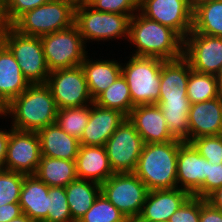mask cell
I'll list each match as a JSON object with an SVG mask.
<instances>
[{
	"mask_svg": "<svg viewBox=\"0 0 222 222\" xmlns=\"http://www.w3.org/2000/svg\"><path fill=\"white\" fill-rule=\"evenodd\" d=\"M65 190L72 220L78 222L101 193V185L93 181L76 179L68 184Z\"/></svg>",
	"mask_w": 222,
	"mask_h": 222,
	"instance_id": "obj_26",
	"label": "cell"
},
{
	"mask_svg": "<svg viewBox=\"0 0 222 222\" xmlns=\"http://www.w3.org/2000/svg\"><path fill=\"white\" fill-rule=\"evenodd\" d=\"M182 140L144 144L134 174L148 190L177 188V159Z\"/></svg>",
	"mask_w": 222,
	"mask_h": 222,
	"instance_id": "obj_3",
	"label": "cell"
},
{
	"mask_svg": "<svg viewBox=\"0 0 222 222\" xmlns=\"http://www.w3.org/2000/svg\"><path fill=\"white\" fill-rule=\"evenodd\" d=\"M5 104L0 100V117L4 116L5 113Z\"/></svg>",
	"mask_w": 222,
	"mask_h": 222,
	"instance_id": "obj_50",
	"label": "cell"
},
{
	"mask_svg": "<svg viewBox=\"0 0 222 222\" xmlns=\"http://www.w3.org/2000/svg\"><path fill=\"white\" fill-rule=\"evenodd\" d=\"M40 38L50 72L80 66L88 54L87 45L75 24Z\"/></svg>",
	"mask_w": 222,
	"mask_h": 222,
	"instance_id": "obj_7",
	"label": "cell"
},
{
	"mask_svg": "<svg viewBox=\"0 0 222 222\" xmlns=\"http://www.w3.org/2000/svg\"><path fill=\"white\" fill-rule=\"evenodd\" d=\"M69 4L74 10L89 5L91 0H63Z\"/></svg>",
	"mask_w": 222,
	"mask_h": 222,
	"instance_id": "obj_46",
	"label": "cell"
},
{
	"mask_svg": "<svg viewBox=\"0 0 222 222\" xmlns=\"http://www.w3.org/2000/svg\"><path fill=\"white\" fill-rule=\"evenodd\" d=\"M48 216L43 222H74L71 217L65 187H49Z\"/></svg>",
	"mask_w": 222,
	"mask_h": 222,
	"instance_id": "obj_34",
	"label": "cell"
},
{
	"mask_svg": "<svg viewBox=\"0 0 222 222\" xmlns=\"http://www.w3.org/2000/svg\"><path fill=\"white\" fill-rule=\"evenodd\" d=\"M22 214L19 203H9L0 206V222H8Z\"/></svg>",
	"mask_w": 222,
	"mask_h": 222,
	"instance_id": "obj_42",
	"label": "cell"
},
{
	"mask_svg": "<svg viewBox=\"0 0 222 222\" xmlns=\"http://www.w3.org/2000/svg\"><path fill=\"white\" fill-rule=\"evenodd\" d=\"M46 85L58 109L83 107L94 102L81 65L51 71Z\"/></svg>",
	"mask_w": 222,
	"mask_h": 222,
	"instance_id": "obj_10",
	"label": "cell"
},
{
	"mask_svg": "<svg viewBox=\"0 0 222 222\" xmlns=\"http://www.w3.org/2000/svg\"><path fill=\"white\" fill-rule=\"evenodd\" d=\"M191 70L189 62L183 56L164 61L161 68L158 101L189 100L187 85Z\"/></svg>",
	"mask_w": 222,
	"mask_h": 222,
	"instance_id": "obj_20",
	"label": "cell"
},
{
	"mask_svg": "<svg viewBox=\"0 0 222 222\" xmlns=\"http://www.w3.org/2000/svg\"><path fill=\"white\" fill-rule=\"evenodd\" d=\"M189 143L202 136L222 135V95L190 105Z\"/></svg>",
	"mask_w": 222,
	"mask_h": 222,
	"instance_id": "obj_19",
	"label": "cell"
},
{
	"mask_svg": "<svg viewBox=\"0 0 222 222\" xmlns=\"http://www.w3.org/2000/svg\"><path fill=\"white\" fill-rule=\"evenodd\" d=\"M190 196L187 191L179 188L151 190L135 222L169 221Z\"/></svg>",
	"mask_w": 222,
	"mask_h": 222,
	"instance_id": "obj_18",
	"label": "cell"
},
{
	"mask_svg": "<svg viewBox=\"0 0 222 222\" xmlns=\"http://www.w3.org/2000/svg\"><path fill=\"white\" fill-rule=\"evenodd\" d=\"M207 171L208 161L191 143L183 141L178 151L177 188L187 191L191 196L202 198V184Z\"/></svg>",
	"mask_w": 222,
	"mask_h": 222,
	"instance_id": "obj_15",
	"label": "cell"
},
{
	"mask_svg": "<svg viewBox=\"0 0 222 222\" xmlns=\"http://www.w3.org/2000/svg\"><path fill=\"white\" fill-rule=\"evenodd\" d=\"M75 10L63 0H50L26 11L11 26L19 33L42 37L74 24Z\"/></svg>",
	"mask_w": 222,
	"mask_h": 222,
	"instance_id": "obj_6",
	"label": "cell"
},
{
	"mask_svg": "<svg viewBox=\"0 0 222 222\" xmlns=\"http://www.w3.org/2000/svg\"><path fill=\"white\" fill-rule=\"evenodd\" d=\"M222 186V163L208 162L207 176L202 184V198L206 199L212 192Z\"/></svg>",
	"mask_w": 222,
	"mask_h": 222,
	"instance_id": "obj_40",
	"label": "cell"
},
{
	"mask_svg": "<svg viewBox=\"0 0 222 222\" xmlns=\"http://www.w3.org/2000/svg\"><path fill=\"white\" fill-rule=\"evenodd\" d=\"M144 141L126 118L107 140L104 147L114 173H134Z\"/></svg>",
	"mask_w": 222,
	"mask_h": 222,
	"instance_id": "obj_11",
	"label": "cell"
},
{
	"mask_svg": "<svg viewBox=\"0 0 222 222\" xmlns=\"http://www.w3.org/2000/svg\"><path fill=\"white\" fill-rule=\"evenodd\" d=\"M200 222H222V211L200 198Z\"/></svg>",
	"mask_w": 222,
	"mask_h": 222,
	"instance_id": "obj_41",
	"label": "cell"
},
{
	"mask_svg": "<svg viewBox=\"0 0 222 222\" xmlns=\"http://www.w3.org/2000/svg\"><path fill=\"white\" fill-rule=\"evenodd\" d=\"M78 222H130L102 193Z\"/></svg>",
	"mask_w": 222,
	"mask_h": 222,
	"instance_id": "obj_33",
	"label": "cell"
},
{
	"mask_svg": "<svg viewBox=\"0 0 222 222\" xmlns=\"http://www.w3.org/2000/svg\"><path fill=\"white\" fill-rule=\"evenodd\" d=\"M221 95L222 91L215 75L190 71L187 85L190 104L211 100Z\"/></svg>",
	"mask_w": 222,
	"mask_h": 222,
	"instance_id": "obj_31",
	"label": "cell"
},
{
	"mask_svg": "<svg viewBox=\"0 0 222 222\" xmlns=\"http://www.w3.org/2000/svg\"><path fill=\"white\" fill-rule=\"evenodd\" d=\"M31 84L22 74L13 53L0 43V100L7 105L23 93Z\"/></svg>",
	"mask_w": 222,
	"mask_h": 222,
	"instance_id": "obj_24",
	"label": "cell"
},
{
	"mask_svg": "<svg viewBox=\"0 0 222 222\" xmlns=\"http://www.w3.org/2000/svg\"><path fill=\"white\" fill-rule=\"evenodd\" d=\"M75 164L78 179L100 185L114 174L104 146L80 145Z\"/></svg>",
	"mask_w": 222,
	"mask_h": 222,
	"instance_id": "obj_21",
	"label": "cell"
},
{
	"mask_svg": "<svg viewBox=\"0 0 222 222\" xmlns=\"http://www.w3.org/2000/svg\"><path fill=\"white\" fill-rule=\"evenodd\" d=\"M40 158L41 147L38 133L12 128L4 170L24 175H35Z\"/></svg>",
	"mask_w": 222,
	"mask_h": 222,
	"instance_id": "obj_13",
	"label": "cell"
},
{
	"mask_svg": "<svg viewBox=\"0 0 222 222\" xmlns=\"http://www.w3.org/2000/svg\"><path fill=\"white\" fill-rule=\"evenodd\" d=\"M127 118L118 110L90 104V118L79 139L80 145L104 146L115 130Z\"/></svg>",
	"mask_w": 222,
	"mask_h": 222,
	"instance_id": "obj_17",
	"label": "cell"
},
{
	"mask_svg": "<svg viewBox=\"0 0 222 222\" xmlns=\"http://www.w3.org/2000/svg\"><path fill=\"white\" fill-rule=\"evenodd\" d=\"M48 1L50 0H4L6 19L12 25L26 11L39 7Z\"/></svg>",
	"mask_w": 222,
	"mask_h": 222,
	"instance_id": "obj_37",
	"label": "cell"
},
{
	"mask_svg": "<svg viewBox=\"0 0 222 222\" xmlns=\"http://www.w3.org/2000/svg\"><path fill=\"white\" fill-rule=\"evenodd\" d=\"M89 6L100 12L119 14H135L137 12L128 0H91Z\"/></svg>",
	"mask_w": 222,
	"mask_h": 222,
	"instance_id": "obj_39",
	"label": "cell"
},
{
	"mask_svg": "<svg viewBox=\"0 0 222 222\" xmlns=\"http://www.w3.org/2000/svg\"><path fill=\"white\" fill-rule=\"evenodd\" d=\"M127 42L136 49L131 55L174 60L183 56V39L171 28L137 11L130 19Z\"/></svg>",
	"mask_w": 222,
	"mask_h": 222,
	"instance_id": "obj_2",
	"label": "cell"
},
{
	"mask_svg": "<svg viewBox=\"0 0 222 222\" xmlns=\"http://www.w3.org/2000/svg\"><path fill=\"white\" fill-rule=\"evenodd\" d=\"M58 108L50 88L45 84H31L23 93L5 106L3 118L10 119L17 130L38 132L55 124ZM6 117V118H5Z\"/></svg>",
	"mask_w": 222,
	"mask_h": 222,
	"instance_id": "obj_1",
	"label": "cell"
},
{
	"mask_svg": "<svg viewBox=\"0 0 222 222\" xmlns=\"http://www.w3.org/2000/svg\"><path fill=\"white\" fill-rule=\"evenodd\" d=\"M90 118V104L83 107L58 109L56 124L67 134L80 139Z\"/></svg>",
	"mask_w": 222,
	"mask_h": 222,
	"instance_id": "obj_32",
	"label": "cell"
},
{
	"mask_svg": "<svg viewBox=\"0 0 222 222\" xmlns=\"http://www.w3.org/2000/svg\"><path fill=\"white\" fill-rule=\"evenodd\" d=\"M190 143L208 162L222 163V135L202 136Z\"/></svg>",
	"mask_w": 222,
	"mask_h": 222,
	"instance_id": "obj_36",
	"label": "cell"
},
{
	"mask_svg": "<svg viewBox=\"0 0 222 222\" xmlns=\"http://www.w3.org/2000/svg\"><path fill=\"white\" fill-rule=\"evenodd\" d=\"M24 174L0 170V206L19 203Z\"/></svg>",
	"mask_w": 222,
	"mask_h": 222,
	"instance_id": "obj_35",
	"label": "cell"
},
{
	"mask_svg": "<svg viewBox=\"0 0 222 222\" xmlns=\"http://www.w3.org/2000/svg\"><path fill=\"white\" fill-rule=\"evenodd\" d=\"M94 103L104 108L115 109L128 116L133 109L131 94L128 84L121 74L104 92H102Z\"/></svg>",
	"mask_w": 222,
	"mask_h": 222,
	"instance_id": "obj_30",
	"label": "cell"
},
{
	"mask_svg": "<svg viewBox=\"0 0 222 222\" xmlns=\"http://www.w3.org/2000/svg\"><path fill=\"white\" fill-rule=\"evenodd\" d=\"M41 156L75 161L80 148V142L67 134L56 123L40 129Z\"/></svg>",
	"mask_w": 222,
	"mask_h": 222,
	"instance_id": "obj_25",
	"label": "cell"
},
{
	"mask_svg": "<svg viewBox=\"0 0 222 222\" xmlns=\"http://www.w3.org/2000/svg\"><path fill=\"white\" fill-rule=\"evenodd\" d=\"M192 31L222 37V0H210L193 7Z\"/></svg>",
	"mask_w": 222,
	"mask_h": 222,
	"instance_id": "obj_28",
	"label": "cell"
},
{
	"mask_svg": "<svg viewBox=\"0 0 222 222\" xmlns=\"http://www.w3.org/2000/svg\"><path fill=\"white\" fill-rule=\"evenodd\" d=\"M139 12L174 30L183 40L192 31L191 0H144Z\"/></svg>",
	"mask_w": 222,
	"mask_h": 222,
	"instance_id": "obj_14",
	"label": "cell"
},
{
	"mask_svg": "<svg viewBox=\"0 0 222 222\" xmlns=\"http://www.w3.org/2000/svg\"><path fill=\"white\" fill-rule=\"evenodd\" d=\"M166 120L170 133L179 140L189 142V100L158 101L156 103Z\"/></svg>",
	"mask_w": 222,
	"mask_h": 222,
	"instance_id": "obj_29",
	"label": "cell"
},
{
	"mask_svg": "<svg viewBox=\"0 0 222 222\" xmlns=\"http://www.w3.org/2000/svg\"><path fill=\"white\" fill-rule=\"evenodd\" d=\"M206 1H210V0H191V3H192V6L194 7L195 5L206 2Z\"/></svg>",
	"mask_w": 222,
	"mask_h": 222,
	"instance_id": "obj_51",
	"label": "cell"
},
{
	"mask_svg": "<svg viewBox=\"0 0 222 222\" xmlns=\"http://www.w3.org/2000/svg\"><path fill=\"white\" fill-rule=\"evenodd\" d=\"M35 175L49 187H66L78 179L75 161L41 156Z\"/></svg>",
	"mask_w": 222,
	"mask_h": 222,
	"instance_id": "obj_27",
	"label": "cell"
},
{
	"mask_svg": "<svg viewBox=\"0 0 222 222\" xmlns=\"http://www.w3.org/2000/svg\"><path fill=\"white\" fill-rule=\"evenodd\" d=\"M129 60L121 63L132 99V104H156L160 96V75L165 60L155 57L130 55Z\"/></svg>",
	"mask_w": 222,
	"mask_h": 222,
	"instance_id": "obj_4",
	"label": "cell"
},
{
	"mask_svg": "<svg viewBox=\"0 0 222 222\" xmlns=\"http://www.w3.org/2000/svg\"><path fill=\"white\" fill-rule=\"evenodd\" d=\"M8 222H35V221L31 220L27 215L22 213L18 217L14 218Z\"/></svg>",
	"mask_w": 222,
	"mask_h": 222,
	"instance_id": "obj_47",
	"label": "cell"
},
{
	"mask_svg": "<svg viewBox=\"0 0 222 222\" xmlns=\"http://www.w3.org/2000/svg\"><path fill=\"white\" fill-rule=\"evenodd\" d=\"M0 127V170L4 169V163L7 156V145L10 138V132L12 131V127L10 129H3Z\"/></svg>",
	"mask_w": 222,
	"mask_h": 222,
	"instance_id": "obj_43",
	"label": "cell"
},
{
	"mask_svg": "<svg viewBox=\"0 0 222 222\" xmlns=\"http://www.w3.org/2000/svg\"><path fill=\"white\" fill-rule=\"evenodd\" d=\"M206 201L209 202L214 208L222 211V186L212 192Z\"/></svg>",
	"mask_w": 222,
	"mask_h": 222,
	"instance_id": "obj_45",
	"label": "cell"
},
{
	"mask_svg": "<svg viewBox=\"0 0 222 222\" xmlns=\"http://www.w3.org/2000/svg\"><path fill=\"white\" fill-rule=\"evenodd\" d=\"M89 58L90 56L87 54L81 63V67L84 71L90 95L95 100L122 74V62H118L114 58Z\"/></svg>",
	"mask_w": 222,
	"mask_h": 222,
	"instance_id": "obj_22",
	"label": "cell"
},
{
	"mask_svg": "<svg viewBox=\"0 0 222 222\" xmlns=\"http://www.w3.org/2000/svg\"><path fill=\"white\" fill-rule=\"evenodd\" d=\"M127 118L145 144L166 143L176 139L170 133L163 113L157 104L134 106Z\"/></svg>",
	"mask_w": 222,
	"mask_h": 222,
	"instance_id": "obj_16",
	"label": "cell"
},
{
	"mask_svg": "<svg viewBox=\"0 0 222 222\" xmlns=\"http://www.w3.org/2000/svg\"><path fill=\"white\" fill-rule=\"evenodd\" d=\"M134 14L100 12L89 5L75 9L74 24L85 44L94 41H127L130 19ZM122 38V39H121ZM113 39V40H112ZM101 41V43H99Z\"/></svg>",
	"mask_w": 222,
	"mask_h": 222,
	"instance_id": "obj_5",
	"label": "cell"
},
{
	"mask_svg": "<svg viewBox=\"0 0 222 222\" xmlns=\"http://www.w3.org/2000/svg\"><path fill=\"white\" fill-rule=\"evenodd\" d=\"M200 197L190 196L170 217L169 222H200Z\"/></svg>",
	"mask_w": 222,
	"mask_h": 222,
	"instance_id": "obj_38",
	"label": "cell"
},
{
	"mask_svg": "<svg viewBox=\"0 0 222 222\" xmlns=\"http://www.w3.org/2000/svg\"><path fill=\"white\" fill-rule=\"evenodd\" d=\"M128 2L139 11L143 5L144 0H128Z\"/></svg>",
	"mask_w": 222,
	"mask_h": 222,
	"instance_id": "obj_48",
	"label": "cell"
},
{
	"mask_svg": "<svg viewBox=\"0 0 222 222\" xmlns=\"http://www.w3.org/2000/svg\"><path fill=\"white\" fill-rule=\"evenodd\" d=\"M149 190L134 173H114L101 184V193L130 222L141 213Z\"/></svg>",
	"mask_w": 222,
	"mask_h": 222,
	"instance_id": "obj_9",
	"label": "cell"
},
{
	"mask_svg": "<svg viewBox=\"0 0 222 222\" xmlns=\"http://www.w3.org/2000/svg\"><path fill=\"white\" fill-rule=\"evenodd\" d=\"M13 53L22 74L30 84H45L50 74L41 38L19 33L12 26L2 41Z\"/></svg>",
	"mask_w": 222,
	"mask_h": 222,
	"instance_id": "obj_8",
	"label": "cell"
},
{
	"mask_svg": "<svg viewBox=\"0 0 222 222\" xmlns=\"http://www.w3.org/2000/svg\"><path fill=\"white\" fill-rule=\"evenodd\" d=\"M183 57L192 70L216 76L222 66V37L191 31L183 40Z\"/></svg>",
	"mask_w": 222,
	"mask_h": 222,
	"instance_id": "obj_12",
	"label": "cell"
},
{
	"mask_svg": "<svg viewBox=\"0 0 222 222\" xmlns=\"http://www.w3.org/2000/svg\"><path fill=\"white\" fill-rule=\"evenodd\" d=\"M10 26L11 25L8 23L5 15L4 0H0V43L3 41V38Z\"/></svg>",
	"mask_w": 222,
	"mask_h": 222,
	"instance_id": "obj_44",
	"label": "cell"
},
{
	"mask_svg": "<svg viewBox=\"0 0 222 222\" xmlns=\"http://www.w3.org/2000/svg\"><path fill=\"white\" fill-rule=\"evenodd\" d=\"M49 186L36 175H25L19 204L22 213L35 222H43L48 216Z\"/></svg>",
	"mask_w": 222,
	"mask_h": 222,
	"instance_id": "obj_23",
	"label": "cell"
},
{
	"mask_svg": "<svg viewBox=\"0 0 222 222\" xmlns=\"http://www.w3.org/2000/svg\"><path fill=\"white\" fill-rule=\"evenodd\" d=\"M216 78H217L219 87H220V89H221V91H222V66H221L218 74L216 75Z\"/></svg>",
	"mask_w": 222,
	"mask_h": 222,
	"instance_id": "obj_49",
	"label": "cell"
}]
</instances>
